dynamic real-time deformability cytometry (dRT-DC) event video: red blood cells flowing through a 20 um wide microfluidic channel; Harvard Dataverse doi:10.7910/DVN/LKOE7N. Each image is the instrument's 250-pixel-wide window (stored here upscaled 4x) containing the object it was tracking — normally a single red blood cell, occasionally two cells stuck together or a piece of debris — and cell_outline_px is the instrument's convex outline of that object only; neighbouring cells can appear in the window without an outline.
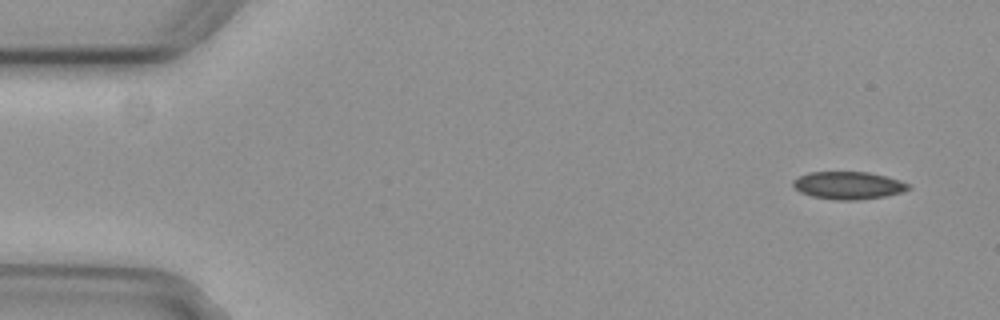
{"species": "common noctule bat (a hibernating species)", "species_latin": "Nyctalus noctula", "temperature_condition": "cold", "stored_images_in_passage": 5, "camera_frame_rate_fps": 3000, "um_per_image_px": 0.085, "animal": {"sex": "female", "body_mass_g": 29.2, "forearm_length_mm": 56.3}, "frame": {"image": 1, "passage_image": 1, "time_ms": 0.0, "image_size_px": [1000, 320], "cell_outline_px": [[912, 188], [900, 192], [884, 196], [856, 200], [836, 200], [812, 196], [800, 192], [792, 184], [792, 180], [808, 172], [868, 172], [900, 180], [908, 184]], "centroid_in_image_um": [72.08, 15.75], "position_along_channel_um": 12.9, "area_um2": 18.38}}
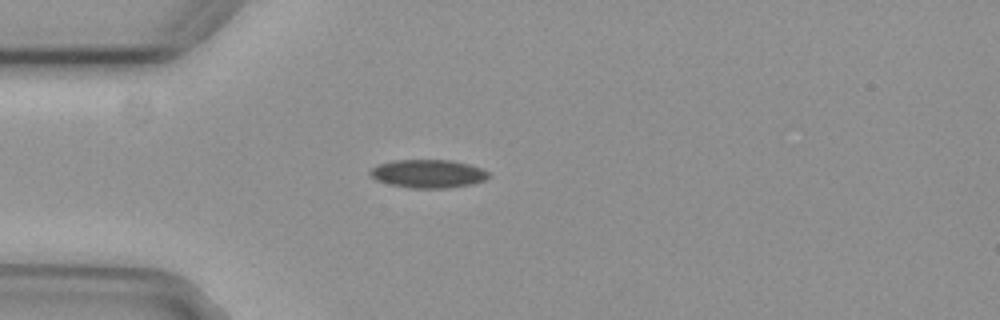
{"frame": {"image": 2, "passage_image": 4, "time_ms": 1.0, "image_size_px": [1000, 320], "cell_outline_px": [[492, 176], [484, 180], [472, 184], [448, 188], [412, 188], [392, 184], [376, 180], [368, 176], [368, 172], [376, 164], [392, 160], [452, 160], [468, 164], [480, 168], [488, 172]], "centroid_in_image_um": [36.36, 14.76], "position_along_channel_um": 48.6, "area_um2": 19.65}}